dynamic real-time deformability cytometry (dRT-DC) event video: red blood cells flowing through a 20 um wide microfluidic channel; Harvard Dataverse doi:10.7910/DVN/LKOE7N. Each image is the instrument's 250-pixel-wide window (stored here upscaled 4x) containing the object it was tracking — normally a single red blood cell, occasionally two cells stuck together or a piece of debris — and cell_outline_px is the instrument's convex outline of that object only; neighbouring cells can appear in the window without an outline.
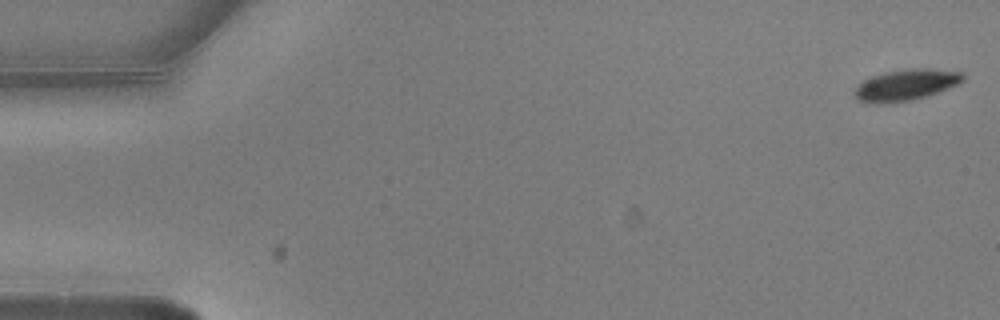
{"species": "common noctule bat (a hibernating species)", "species_latin": "Nyctalus noctula", "temperature_condition": "warm", "stored_images_in_passage": 6, "camera_frame_rate_fps": 3000, "um_per_image_px": 0.085, "animal": {"sex": "male", "body_mass_g": 20.5, "forearm_length_mm": 52.5}, "frame": {"image": 1, "passage_image": 1, "time_ms": 0.0, "image_size_px": [1000, 320], "cell_outline_px": [[964, 80], [956, 84], [936, 92], [912, 100], [880, 104], [876, 104], [856, 100], [852, 92], [856, 84], [872, 76], [884, 72], [912, 68], [928, 68], [964, 72]], "centroid_in_image_um": [76.92, 7.21], "position_along_channel_um": 8.1, "area_um2": 19.77}}
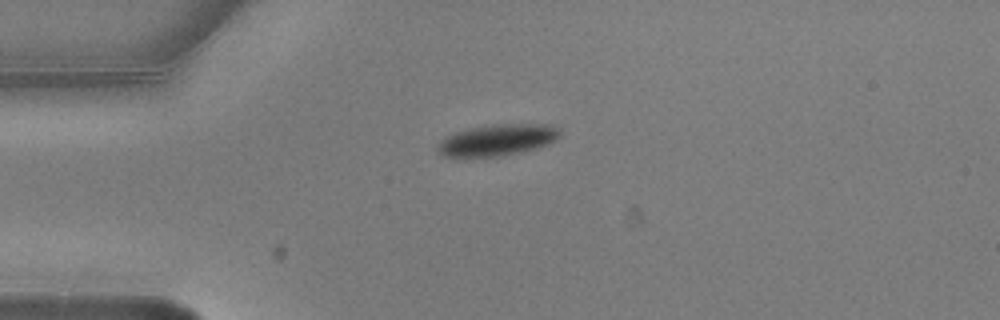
{"frame": {"image": 2, "passage_image": 4, "time_ms": 1.0, "image_size_px": [1000, 320], "cell_outline_px": [[560, 136], [556, 140], [548, 144], [536, 148], [500, 156], [456, 160], [444, 156], [436, 148], [436, 144], [444, 136], [456, 132], [472, 128], [496, 124], [552, 124], [560, 128]], "centroid_in_image_um": [42.21, 11.93], "position_along_channel_um": 42.8, "area_um2": 23.06}}
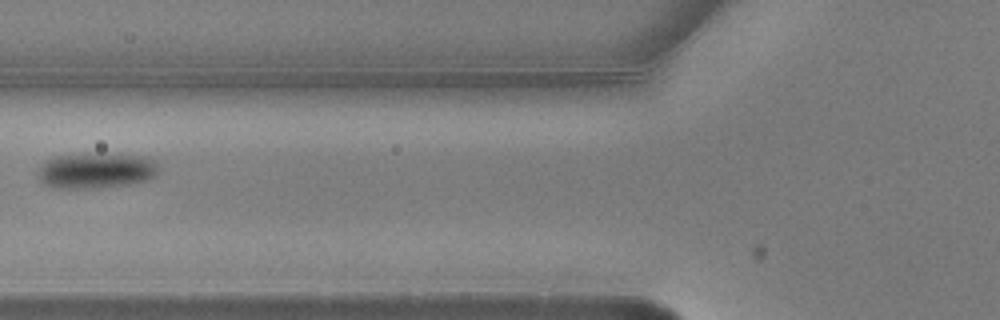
{"frame": {"image": 3, "passage_image": 6, "time_ms": 1.667, "image_size_px": [1000, 320], "cell_outline_px": [[160, 168], [156, 176], [152, 180], [132, 184], [92, 188], [52, 188], [44, 184], [40, 180], [36, 172], [44, 160], [56, 156], [144, 156], [156, 160]], "centroid_in_image_um": [8.2, 14.55], "position_along_channel_um": 117.6, "area_um2": 24.68}}